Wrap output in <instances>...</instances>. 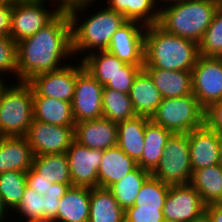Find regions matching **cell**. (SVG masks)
I'll use <instances>...</instances> for the list:
<instances>
[{
    "mask_svg": "<svg viewBox=\"0 0 222 222\" xmlns=\"http://www.w3.org/2000/svg\"><path fill=\"white\" fill-rule=\"evenodd\" d=\"M72 56L70 17L58 14L36 34L17 42L16 81L28 82L38 74L59 70Z\"/></svg>",
    "mask_w": 222,
    "mask_h": 222,
    "instance_id": "6da1fadb",
    "label": "cell"
},
{
    "mask_svg": "<svg viewBox=\"0 0 222 222\" xmlns=\"http://www.w3.org/2000/svg\"><path fill=\"white\" fill-rule=\"evenodd\" d=\"M198 57V43L168 33L158 24L146 26L143 68L191 72Z\"/></svg>",
    "mask_w": 222,
    "mask_h": 222,
    "instance_id": "7a4b0ae2",
    "label": "cell"
},
{
    "mask_svg": "<svg viewBox=\"0 0 222 222\" xmlns=\"http://www.w3.org/2000/svg\"><path fill=\"white\" fill-rule=\"evenodd\" d=\"M86 9L88 10L89 7L75 10L69 14L73 57L75 58V55L81 57L82 54L81 60L92 52L107 50L112 35L127 21L122 13L106 6L100 7L99 11L95 9L93 14L83 18L85 12H88ZM81 17L83 20L80 21ZM83 53L85 54L83 55Z\"/></svg>",
    "mask_w": 222,
    "mask_h": 222,
    "instance_id": "3957f363",
    "label": "cell"
},
{
    "mask_svg": "<svg viewBox=\"0 0 222 222\" xmlns=\"http://www.w3.org/2000/svg\"><path fill=\"white\" fill-rule=\"evenodd\" d=\"M222 0H190L159 11L158 25L166 32L199 43Z\"/></svg>",
    "mask_w": 222,
    "mask_h": 222,
    "instance_id": "277c9868",
    "label": "cell"
},
{
    "mask_svg": "<svg viewBox=\"0 0 222 222\" xmlns=\"http://www.w3.org/2000/svg\"><path fill=\"white\" fill-rule=\"evenodd\" d=\"M33 113L30 84L24 81L10 84L0 99V137L25 136L33 122Z\"/></svg>",
    "mask_w": 222,
    "mask_h": 222,
    "instance_id": "5b68a950",
    "label": "cell"
},
{
    "mask_svg": "<svg viewBox=\"0 0 222 222\" xmlns=\"http://www.w3.org/2000/svg\"><path fill=\"white\" fill-rule=\"evenodd\" d=\"M205 109L191 94L176 98H162L150 120L173 134L189 133L204 125Z\"/></svg>",
    "mask_w": 222,
    "mask_h": 222,
    "instance_id": "8992f818",
    "label": "cell"
},
{
    "mask_svg": "<svg viewBox=\"0 0 222 222\" xmlns=\"http://www.w3.org/2000/svg\"><path fill=\"white\" fill-rule=\"evenodd\" d=\"M151 175L168 186L189 184L192 169L188 133H176L170 136L159 164Z\"/></svg>",
    "mask_w": 222,
    "mask_h": 222,
    "instance_id": "52a82bcc",
    "label": "cell"
},
{
    "mask_svg": "<svg viewBox=\"0 0 222 222\" xmlns=\"http://www.w3.org/2000/svg\"><path fill=\"white\" fill-rule=\"evenodd\" d=\"M49 0H24L13 3L10 37L17 43L33 36L59 13L48 8ZM51 10V11H50Z\"/></svg>",
    "mask_w": 222,
    "mask_h": 222,
    "instance_id": "ba28073f",
    "label": "cell"
},
{
    "mask_svg": "<svg viewBox=\"0 0 222 222\" xmlns=\"http://www.w3.org/2000/svg\"><path fill=\"white\" fill-rule=\"evenodd\" d=\"M77 63L72 110L75 122L103 118L102 86L85 68L82 60Z\"/></svg>",
    "mask_w": 222,
    "mask_h": 222,
    "instance_id": "9c48e42d",
    "label": "cell"
},
{
    "mask_svg": "<svg viewBox=\"0 0 222 222\" xmlns=\"http://www.w3.org/2000/svg\"><path fill=\"white\" fill-rule=\"evenodd\" d=\"M191 73L193 95L204 109L222 100V57L199 55Z\"/></svg>",
    "mask_w": 222,
    "mask_h": 222,
    "instance_id": "30bf717a",
    "label": "cell"
},
{
    "mask_svg": "<svg viewBox=\"0 0 222 222\" xmlns=\"http://www.w3.org/2000/svg\"><path fill=\"white\" fill-rule=\"evenodd\" d=\"M205 204L190 184L170 186L163 207L165 222H200L204 220Z\"/></svg>",
    "mask_w": 222,
    "mask_h": 222,
    "instance_id": "8fae6325",
    "label": "cell"
},
{
    "mask_svg": "<svg viewBox=\"0 0 222 222\" xmlns=\"http://www.w3.org/2000/svg\"><path fill=\"white\" fill-rule=\"evenodd\" d=\"M25 137L34 156L66 153L75 140L74 127L57 126L34 119Z\"/></svg>",
    "mask_w": 222,
    "mask_h": 222,
    "instance_id": "7c38bea8",
    "label": "cell"
},
{
    "mask_svg": "<svg viewBox=\"0 0 222 222\" xmlns=\"http://www.w3.org/2000/svg\"><path fill=\"white\" fill-rule=\"evenodd\" d=\"M145 30L140 22L127 20L112 35L107 51L126 64L143 66Z\"/></svg>",
    "mask_w": 222,
    "mask_h": 222,
    "instance_id": "4fadbf2b",
    "label": "cell"
},
{
    "mask_svg": "<svg viewBox=\"0 0 222 222\" xmlns=\"http://www.w3.org/2000/svg\"><path fill=\"white\" fill-rule=\"evenodd\" d=\"M72 60L59 70L38 74L31 78L28 83L32 88L33 96L51 97L72 103L77 78V65L76 62L73 64Z\"/></svg>",
    "mask_w": 222,
    "mask_h": 222,
    "instance_id": "5bb4252c",
    "label": "cell"
},
{
    "mask_svg": "<svg viewBox=\"0 0 222 222\" xmlns=\"http://www.w3.org/2000/svg\"><path fill=\"white\" fill-rule=\"evenodd\" d=\"M66 155L72 186L98 187V168L103 150L89 149L74 140Z\"/></svg>",
    "mask_w": 222,
    "mask_h": 222,
    "instance_id": "9a60e30c",
    "label": "cell"
},
{
    "mask_svg": "<svg viewBox=\"0 0 222 222\" xmlns=\"http://www.w3.org/2000/svg\"><path fill=\"white\" fill-rule=\"evenodd\" d=\"M221 136L205 124L188 133L192 171L218 164Z\"/></svg>",
    "mask_w": 222,
    "mask_h": 222,
    "instance_id": "2e32d148",
    "label": "cell"
},
{
    "mask_svg": "<svg viewBox=\"0 0 222 222\" xmlns=\"http://www.w3.org/2000/svg\"><path fill=\"white\" fill-rule=\"evenodd\" d=\"M75 141L89 149L106 150L117 146V123L105 118L78 122L74 126Z\"/></svg>",
    "mask_w": 222,
    "mask_h": 222,
    "instance_id": "e0dca14e",
    "label": "cell"
},
{
    "mask_svg": "<svg viewBox=\"0 0 222 222\" xmlns=\"http://www.w3.org/2000/svg\"><path fill=\"white\" fill-rule=\"evenodd\" d=\"M33 159L34 153L25 136L0 137V173L27 172Z\"/></svg>",
    "mask_w": 222,
    "mask_h": 222,
    "instance_id": "ac0fdd59",
    "label": "cell"
},
{
    "mask_svg": "<svg viewBox=\"0 0 222 222\" xmlns=\"http://www.w3.org/2000/svg\"><path fill=\"white\" fill-rule=\"evenodd\" d=\"M137 167V162L118 146L103 150L98 168V187L109 188Z\"/></svg>",
    "mask_w": 222,
    "mask_h": 222,
    "instance_id": "d6986e66",
    "label": "cell"
},
{
    "mask_svg": "<svg viewBox=\"0 0 222 222\" xmlns=\"http://www.w3.org/2000/svg\"><path fill=\"white\" fill-rule=\"evenodd\" d=\"M129 96L136 115L148 118H151L162 101L160 91L144 69L135 77Z\"/></svg>",
    "mask_w": 222,
    "mask_h": 222,
    "instance_id": "ffe728a7",
    "label": "cell"
},
{
    "mask_svg": "<svg viewBox=\"0 0 222 222\" xmlns=\"http://www.w3.org/2000/svg\"><path fill=\"white\" fill-rule=\"evenodd\" d=\"M152 78L162 98H176L193 94L192 73L160 68H143Z\"/></svg>",
    "mask_w": 222,
    "mask_h": 222,
    "instance_id": "44dd1931",
    "label": "cell"
},
{
    "mask_svg": "<svg viewBox=\"0 0 222 222\" xmlns=\"http://www.w3.org/2000/svg\"><path fill=\"white\" fill-rule=\"evenodd\" d=\"M90 214V187L70 186L58 206L60 222H88Z\"/></svg>",
    "mask_w": 222,
    "mask_h": 222,
    "instance_id": "7402d4cb",
    "label": "cell"
},
{
    "mask_svg": "<svg viewBox=\"0 0 222 222\" xmlns=\"http://www.w3.org/2000/svg\"><path fill=\"white\" fill-rule=\"evenodd\" d=\"M34 120L57 126L74 127L72 103L45 96H33Z\"/></svg>",
    "mask_w": 222,
    "mask_h": 222,
    "instance_id": "603a6c76",
    "label": "cell"
},
{
    "mask_svg": "<svg viewBox=\"0 0 222 222\" xmlns=\"http://www.w3.org/2000/svg\"><path fill=\"white\" fill-rule=\"evenodd\" d=\"M150 118L136 116L135 118L117 123V146L130 158L138 162L144 149V131Z\"/></svg>",
    "mask_w": 222,
    "mask_h": 222,
    "instance_id": "cb8c5ba5",
    "label": "cell"
},
{
    "mask_svg": "<svg viewBox=\"0 0 222 222\" xmlns=\"http://www.w3.org/2000/svg\"><path fill=\"white\" fill-rule=\"evenodd\" d=\"M125 211L108 188H90L88 222H125Z\"/></svg>",
    "mask_w": 222,
    "mask_h": 222,
    "instance_id": "d4e9b609",
    "label": "cell"
},
{
    "mask_svg": "<svg viewBox=\"0 0 222 222\" xmlns=\"http://www.w3.org/2000/svg\"><path fill=\"white\" fill-rule=\"evenodd\" d=\"M173 133L164 127L153 123L151 120L146 124L144 131V149L138 166L152 172L163 155L164 147Z\"/></svg>",
    "mask_w": 222,
    "mask_h": 222,
    "instance_id": "484cf974",
    "label": "cell"
},
{
    "mask_svg": "<svg viewBox=\"0 0 222 222\" xmlns=\"http://www.w3.org/2000/svg\"><path fill=\"white\" fill-rule=\"evenodd\" d=\"M189 184L199 192L205 205L222 203V167L219 164L192 171Z\"/></svg>",
    "mask_w": 222,
    "mask_h": 222,
    "instance_id": "4316f807",
    "label": "cell"
},
{
    "mask_svg": "<svg viewBox=\"0 0 222 222\" xmlns=\"http://www.w3.org/2000/svg\"><path fill=\"white\" fill-rule=\"evenodd\" d=\"M106 6L122 13L128 21H137L148 26L157 24L159 7L156 0H107Z\"/></svg>",
    "mask_w": 222,
    "mask_h": 222,
    "instance_id": "83f0119b",
    "label": "cell"
},
{
    "mask_svg": "<svg viewBox=\"0 0 222 222\" xmlns=\"http://www.w3.org/2000/svg\"><path fill=\"white\" fill-rule=\"evenodd\" d=\"M82 63L84 68L102 85L105 86L126 65L107 50L87 54Z\"/></svg>",
    "mask_w": 222,
    "mask_h": 222,
    "instance_id": "f1b7e54d",
    "label": "cell"
},
{
    "mask_svg": "<svg viewBox=\"0 0 222 222\" xmlns=\"http://www.w3.org/2000/svg\"><path fill=\"white\" fill-rule=\"evenodd\" d=\"M32 168L50 183L72 184L66 153L34 156Z\"/></svg>",
    "mask_w": 222,
    "mask_h": 222,
    "instance_id": "f546056e",
    "label": "cell"
},
{
    "mask_svg": "<svg viewBox=\"0 0 222 222\" xmlns=\"http://www.w3.org/2000/svg\"><path fill=\"white\" fill-rule=\"evenodd\" d=\"M150 176L151 172L138 166L108 189L112 192L120 207L125 211L127 208L133 206L142 185Z\"/></svg>",
    "mask_w": 222,
    "mask_h": 222,
    "instance_id": "4dcf8cb0",
    "label": "cell"
},
{
    "mask_svg": "<svg viewBox=\"0 0 222 222\" xmlns=\"http://www.w3.org/2000/svg\"><path fill=\"white\" fill-rule=\"evenodd\" d=\"M102 98L103 118L118 123L137 116L129 94L104 87Z\"/></svg>",
    "mask_w": 222,
    "mask_h": 222,
    "instance_id": "1f68e13d",
    "label": "cell"
},
{
    "mask_svg": "<svg viewBox=\"0 0 222 222\" xmlns=\"http://www.w3.org/2000/svg\"><path fill=\"white\" fill-rule=\"evenodd\" d=\"M26 186V172L0 173V197L10 213L19 205Z\"/></svg>",
    "mask_w": 222,
    "mask_h": 222,
    "instance_id": "d6a6232c",
    "label": "cell"
},
{
    "mask_svg": "<svg viewBox=\"0 0 222 222\" xmlns=\"http://www.w3.org/2000/svg\"><path fill=\"white\" fill-rule=\"evenodd\" d=\"M169 188L151 175L142 185L132 207L163 208Z\"/></svg>",
    "mask_w": 222,
    "mask_h": 222,
    "instance_id": "836d02e7",
    "label": "cell"
},
{
    "mask_svg": "<svg viewBox=\"0 0 222 222\" xmlns=\"http://www.w3.org/2000/svg\"><path fill=\"white\" fill-rule=\"evenodd\" d=\"M199 55L222 57V5L215 12L212 22L198 43Z\"/></svg>",
    "mask_w": 222,
    "mask_h": 222,
    "instance_id": "e575fe53",
    "label": "cell"
},
{
    "mask_svg": "<svg viewBox=\"0 0 222 222\" xmlns=\"http://www.w3.org/2000/svg\"><path fill=\"white\" fill-rule=\"evenodd\" d=\"M12 212L24 222L45 218V196L26 186L19 205Z\"/></svg>",
    "mask_w": 222,
    "mask_h": 222,
    "instance_id": "d590c367",
    "label": "cell"
},
{
    "mask_svg": "<svg viewBox=\"0 0 222 222\" xmlns=\"http://www.w3.org/2000/svg\"><path fill=\"white\" fill-rule=\"evenodd\" d=\"M7 73L17 79V43L10 36H0V76L6 78Z\"/></svg>",
    "mask_w": 222,
    "mask_h": 222,
    "instance_id": "8d00e7d4",
    "label": "cell"
},
{
    "mask_svg": "<svg viewBox=\"0 0 222 222\" xmlns=\"http://www.w3.org/2000/svg\"><path fill=\"white\" fill-rule=\"evenodd\" d=\"M143 66L126 64L116 76H114L104 87L129 94L133 81Z\"/></svg>",
    "mask_w": 222,
    "mask_h": 222,
    "instance_id": "74e56055",
    "label": "cell"
},
{
    "mask_svg": "<svg viewBox=\"0 0 222 222\" xmlns=\"http://www.w3.org/2000/svg\"><path fill=\"white\" fill-rule=\"evenodd\" d=\"M163 208L129 207L125 210V222H165Z\"/></svg>",
    "mask_w": 222,
    "mask_h": 222,
    "instance_id": "f35d334b",
    "label": "cell"
},
{
    "mask_svg": "<svg viewBox=\"0 0 222 222\" xmlns=\"http://www.w3.org/2000/svg\"><path fill=\"white\" fill-rule=\"evenodd\" d=\"M72 184L53 183L45 196V218H57L60 199Z\"/></svg>",
    "mask_w": 222,
    "mask_h": 222,
    "instance_id": "ab89813d",
    "label": "cell"
},
{
    "mask_svg": "<svg viewBox=\"0 0 222 222\" xmlns=\"http://www.w3.org/2000/svg\"><path fill=\"white\" fill-rule=\"evenodd\" d=\"M204 124L222 136V100L210 104L205 109Z\"/></svg>",
    "mask_w": 222,
    "mask_h": 222,
    "instance_id": "60d3db41",
    "label": "cell"
},
{
    "mask_svg": "<svg viewBox=\"0 0 222 222\" xmlns=\"http://www.w3.org/2000/svg\"><path fill=\"white\" fill-rule=\"evenodd\" d=\"M51 2L53 1L54 4V9L59 14H70L75 10L84 8V7H89L91 8L93 3L95 4V1L97 0H50Z\"/></svg>",
    "mask_w": 222,
    "mask_h": 222,
    "instance_id": "b9f144b4",
    "label": "cell"
},
{
    "mask_svg": "<svg viewBox=\"0 0 222 222\" xmlns=\"http://www.w3.org/2000/svg\"><path fill=\"white\" fill-rule=\"evenodd\" d=\"M53 183L42 178L32 167L26 172L27 187L35 190L37 193L44 195Z\"/></svg>",
    "mask_w": 222,
    "mask_h": 222,
    "instance_id": "7bdbcfd3",
    "label": "cell"
},
{
    "mask_svg": "<svg viewBox=\"0 0 222 222\" xmlns=\"http://www.w3.org/2000/svg\"><path fill=\"white\" fill-rule=\"evenodd\" d=\"M13 2L0 1V36H10Z\"/></svg>",
    "mask_w": 222,
    "mask_h": 222,
    "instance_id": "ee69618b",
    "label": "cell"
},
{
    "mask_svg": "<svg viewBox=\"0 0 222 222\" xmlns=\"http://www.w3.org/2000/svg\"><path fill=\"white\" fill-rule=\"evenodd\" d=\"M204 219L207 222H222V203L206 205Z\"/></svg>",
    "mask_w": 222,
    "mask_h": 222,
    "instance_id": "f6af8a7d",
    "label": "cell"
},
{
    "mask_svg": "<svg viewBox=\"0 0 222 222\" xmlns=\"http://www.w3.org/2000/svg\"><path fill=\"white\" fill-rule=\"evenodd\" d=\"M9 212H10L9 209L4 205L2 198L0 197V222H7L10 218H13L11 216H14V215H12ZM6 217L8 218L6 219Z\"/></svg>",
    "mask_w": 222,
    "mask_h": 222,
    "instance_id": "bcb514c9",
    "label": "cell"
},
{
    "mask_svg": "<svg viewBox=\"0 0 222 222\" xmlns=\"http://www.w3.org/2000/svg\"><path fill=\"white\" fill-rule=\"evenodd\" d=\"M156 1H157L159 10H160L161 8H164V7H166V6H169V5H172V4H175V3L190 1V0H156ZM161 2H162V3H161ZM163 3H164V4H163ZM160 4H161V5H160Z\"/></svg>",
    "mask_w": 222,
    "mask_h": 222,
    "instance_id": "7dc6e473",
    "label": "cell"
},
{
    "mask_svg": "<svg viewBox=\"0 0 222 222\" xmlns=\"http://www.w3.org/2000/svg\"><path fill=\"white\" fill-rule=\"evenodd\" d=\"M8 81H9V78H7V80H6L5 77L3 79V77L0 76V99H1L2 94L5 91V89L9 86V84H7Z\"/></svg>",
    "mask_w": 222,
    "mask_h": 222,
    "instance_id": "c3c4849f",
    "label": "cell"
},
{
    "mask_svg": "<svg viewBox=\"0 0 222 222\" xmlns=\"http://www.w3.org/2000/svg\"><path fill=\"white\" fill-rule=\"evenodd\" d=\"M32 222H60L57 218H41Z\"/></svg>",
    "mask_w": 222,
    "mask_h": 222,
    "instance_id": "681fc988",
    "label": "cell"
},
{
    "mask_svg": "<svg viewBox=\"0 0 222 222\" xmlns=\"http://www.w3.org/2000/svg\"><path fill=\"white\" fill-rule=\"evenodd\" d=\"M218 164L222 167V136L220 141V151H219V157H218Z\"/></svg>",
    "mask_w": 222,
    "mask_h": 222,
    "instance_id": "f907efd6",
    "label": "cell"
},
{
    "mask_svg": "<svg viewBox=\"0 0 222 222\" xmlns=\"http://www.w3.org/2000/svg\"><path fill=\"white\" fill-rule=\"evenodd\" d=\"M2 1H9V2L15 3V2L24 1V0H2Z\"/></svg>",
    "mask_w": 222,
    "mask_h": 222,
    "instance_id": "816d5d0a",
    "label": "cell"
}]
</instances>
